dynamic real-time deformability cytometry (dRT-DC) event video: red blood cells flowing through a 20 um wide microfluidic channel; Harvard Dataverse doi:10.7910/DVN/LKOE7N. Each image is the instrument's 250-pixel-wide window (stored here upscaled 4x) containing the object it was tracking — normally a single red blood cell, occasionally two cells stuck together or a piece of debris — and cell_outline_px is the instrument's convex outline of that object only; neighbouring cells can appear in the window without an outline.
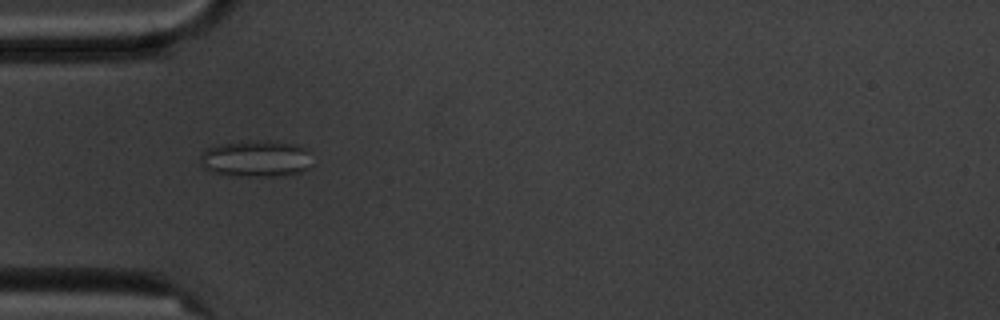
{"species": "common noctule bat (a hibernating species)", "species_latin": "Nyctalus noctula", "temperature_condition": "cold", "stored_images_in_passage": 14, "camera_frame_rate_fps": 3000, "um_per_image_px": 0.085, "animal": {"sex": "male", "body_mass_g": 20.1, "forearm_length_mm": 53.5}, "frame": {"image": 1, "passage_image": 4, "time_ms": 4.333, "image_size_px": [1000, 320], "cell_outline_px": [[312, 164], [308, 168], [300, 172], [276, 176], [236, 176], [216, 172], [204, 168], [200, 164], [200, 156], [208, 148], [220, 144], [248, 140], [268, 140], [296, 144], [308, 148]], "centroid_in_image_um": [21.8, 13.47], "position_along_channel_um": 63.2, "area_um2": 24.04}}
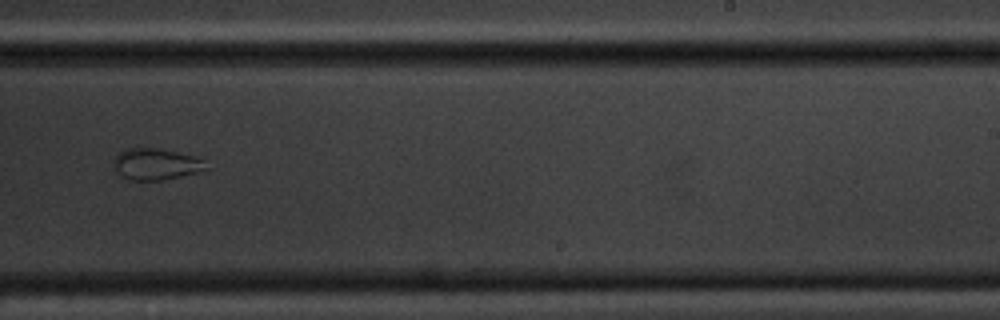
{"frame": {"image": 2, "passage_image": 9, "time_ms": 10.333, "image_size_px": [1000, 320], "cell_outline_px": [[208, 168], [196, 172], [164, 180], [132, 180], [120, 176], [112, 164], [112, 160], [120, 152], [128, 148], [160, 148], [192, 156], [204, 160]], "centroid_in_image_um": [13.21, 13.95], "position_along_channel_um": 275.8, "area_um2": 16.82}}
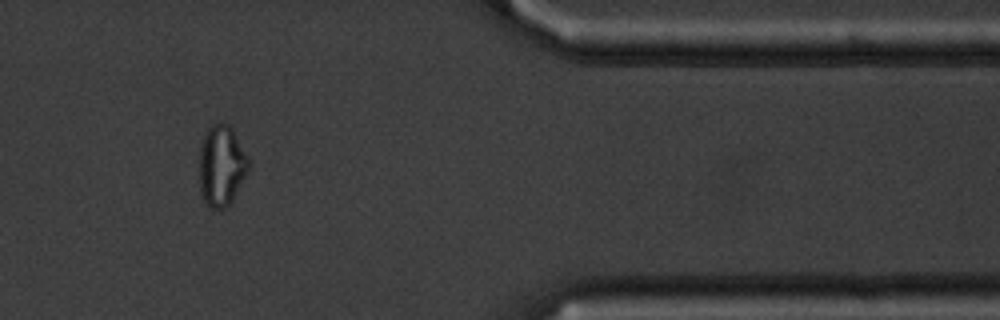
{"frame": {"image": 3, "passage_image": 12, "time_ms": 14.333, "image_size_px": [1000, 320], "cell_outline_px": [[252, 164], [248, 172], [232, 200], [224, 208], [208, 208], [204, 204], [200, 196], [200, 144], [204, 132], [212, 124], [220, 120], [228, 124], [232, 128], [248, 156]], "centroid_in_image_um": [18.83, 14.05], "position_along_channel_um": 392.6, "area_um2": 23.76}}